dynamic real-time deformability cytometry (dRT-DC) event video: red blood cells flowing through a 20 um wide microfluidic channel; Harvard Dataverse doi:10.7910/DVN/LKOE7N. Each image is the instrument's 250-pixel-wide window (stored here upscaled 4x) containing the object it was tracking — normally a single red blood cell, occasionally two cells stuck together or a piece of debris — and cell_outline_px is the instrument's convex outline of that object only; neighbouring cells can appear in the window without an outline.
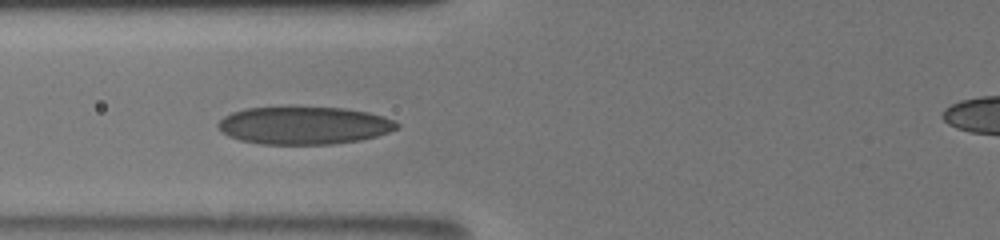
{"species": "human", "species_latin": "Homo sapiens", "temperature_condition": "room temperature", "stored_images_in_passage": 9, "camera_frame_rate_fps": 3000, "um_per_image_px": 0.085, "donor": {"sex": "male"}, "frame": {"image": 1, "passage_image": 8, "time_ms": 6.0, "image_size_px": [1000, 240], "cell_outline_px": [[400, 124], [396, 128], [388, 132], [376, 136], [360, 140], [332, 144], [260, 144], [240, 140], [228, 136], [216, 128], [216, 124], [224, 116], [232, 112], [244, 108], [292, 104], [340, 108], [368, 112], [384, 116]], "centroid_in_image_um": [25.76, 10.62], "position_along_channel_um": 100.0, "area_um2": 40.4}}
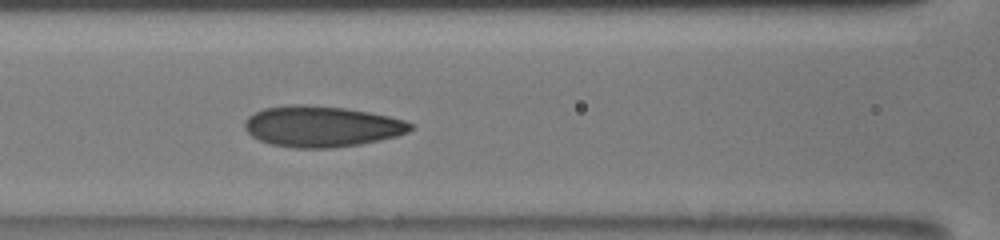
{"frame": {"image": 2, "passage_image": 9, "time_ms": 7.0, "image_size_px": [1000, 240], "cell_outline_px": [[416, 128], [408, 132], [396, 136], [360, 144], [332, 148], [292, 148], [272, 144], [260, 140], [252, 136], [244, 128], [244, 120], [248, 116], [264, 108], [288, 104], [308, 104], [344, 108], [368, 112], [388, 116], [404, 120], [416, 124]], "centroid_in_image_um": [27.35, 10.74], "position_along_channel_um": 139.3, "area_um2": 39.77}}